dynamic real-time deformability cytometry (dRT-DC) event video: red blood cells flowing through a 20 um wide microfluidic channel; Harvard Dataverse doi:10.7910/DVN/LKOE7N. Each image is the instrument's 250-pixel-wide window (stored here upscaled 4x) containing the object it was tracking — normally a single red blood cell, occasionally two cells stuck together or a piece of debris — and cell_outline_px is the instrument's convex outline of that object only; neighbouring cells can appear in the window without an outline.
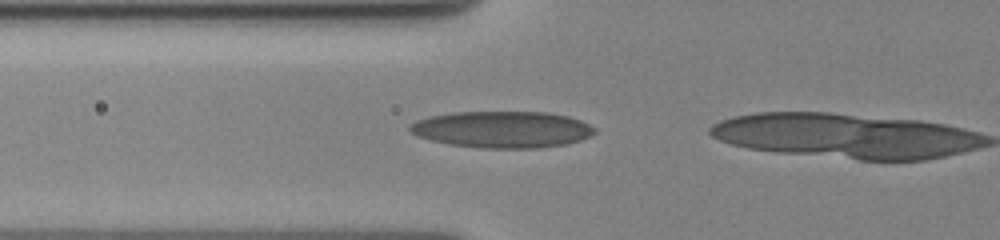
{"species": "human", "species_latin": "Homo sapiens", "temperature_condition": "cold", "stored_images_in_passage": 20, "camera_frame_rate_fps": 3000, "um_per_image_px": 0.085, "donor": {"sex": "female"}, "frame": {"image": 1, "passage_image": 19, "time_ms": 6.0, "image_size_px": [1000, 240], "cell_outline_px": [[596, 132], [580, 140], [568, 144], [540, 148], [480, 148], [448, 144], [416, 136], [408, 132], [408, 124], [416, 120], [432, 116], [456, 112], [544, 112], [568, 116], [580, 120], [596, 128]], "centroid_in_image_um": [42.66, 11.01], "position_along_channel_um": 83.1, "area_um2": 39.59}}